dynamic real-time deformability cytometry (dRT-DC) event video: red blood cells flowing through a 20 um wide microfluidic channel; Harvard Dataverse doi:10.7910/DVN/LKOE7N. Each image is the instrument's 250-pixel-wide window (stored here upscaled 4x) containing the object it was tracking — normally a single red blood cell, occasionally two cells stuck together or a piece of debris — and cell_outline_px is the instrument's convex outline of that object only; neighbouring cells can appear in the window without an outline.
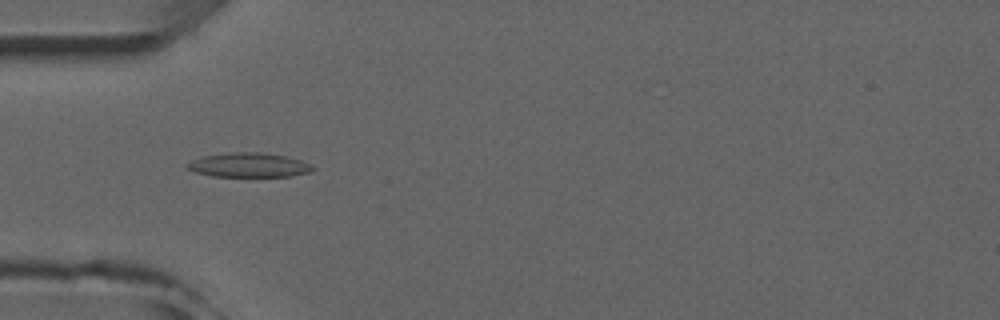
{"species": "common noctule bat (a hibernating species)", "species_latin": "Nyctalus noctula", "temperature_condition": "room temperature", "stored_images_in_passage": 5, "camera_frame_rate_fps": 3000, "um_per_image_px": 0.085, "animal": {"sex": "male", "forearm_length_mm": 52.5}, "frame": {"image": 1, "passage_image": 4, "time_ms": 4.333, "image_size_px": [1000, 320], "cell_outline_px": [[316, 168], [312, 172], [292, 176], [212, 176], [196, 172], [184, 168], [184, 164], [192, 160], [204, 156], [228, 152], [260, 152], [284, 156], [300, 160]], "centroid_in_image_um": [21.12, 14.03], "position_along_channel_um": 63.9, "area_um2": 17.8}}
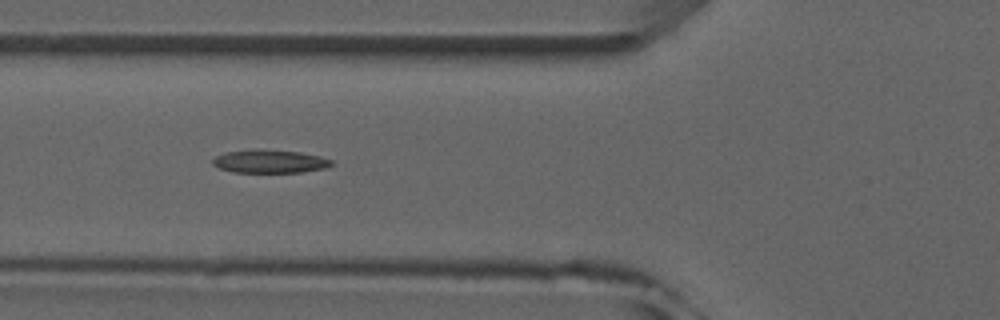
{"frame": {"image": 2, "passage_image": 5, "time_ms": 5.333, "image_size_px": [1000, 320], "cell_outline_px": [[332, 164], [324, 168], [300, 172], [232, 172], [220, 168], [212, 164], [212, 160], [216, 156], [224, 152], [256, 148], [260, 148], [300, 152], [320, 156], [332, 160]], "centroid_in_image_um": [22.89, 13.7], "position_along_channel_um": 102.9, "area_um2": 16.18}}